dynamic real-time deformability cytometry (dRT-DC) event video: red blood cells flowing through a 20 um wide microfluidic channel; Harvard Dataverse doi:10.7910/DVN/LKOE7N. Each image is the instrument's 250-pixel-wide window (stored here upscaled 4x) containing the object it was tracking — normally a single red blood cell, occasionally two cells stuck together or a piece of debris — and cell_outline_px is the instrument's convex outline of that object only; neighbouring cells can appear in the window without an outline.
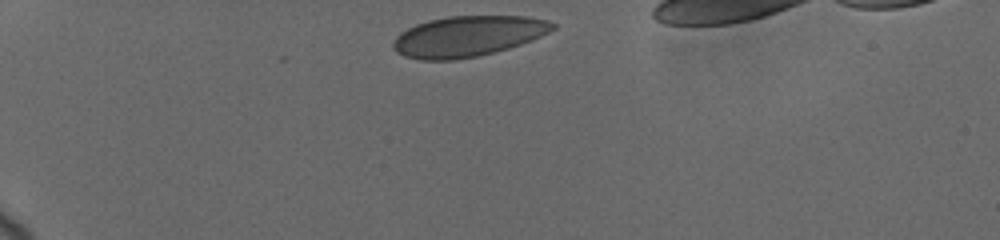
{"species": "human", "species_latin": "Homo sapiens", "temperature_condition": "cold", "stored_images_in_passage": 6, "camera_frame_rate_fps": 3000, "um_per_image_px": 0.085, "donor": {"sex": "female"}, "frame": {"image": 1, "passage_image": 1, "time_ms": 0.0, "image_size_px": [1000, 240], "cell_outline_px": [[556, 28], [532, 40], [508, 48], [476, 56], [452, 60], [420, 60], [404, 56], [396, 52], [392, 48], [392, 44], [396, 36], [400, 32], [416, 24], [428, 20], [448, 16], [528, 16], [548, 20], [556, 24]], "centroid_in_image_um": [39.74, 3.07], "position_along_channel_um": 45.3, "area_um2": 37.74}}
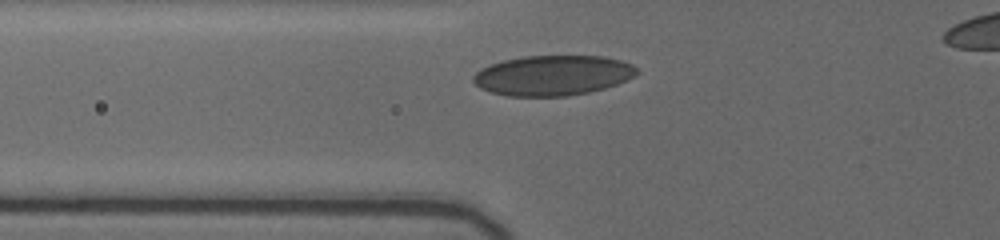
{"frame": {"image": 2, "passage_image": 4, "time_ms": 2.333, "image_size_px": [1000, 240], "cell_outline_px": [[640, 72], [616, 84], [604, 88], [588, 92], [568, 96], [508, 96], [492, 92], [480, 88], [472, 80], [472, 76], [480, 68], [504, 60], [524, 56], [604, 56], [620, 60], [632, 64]], "centroid_in_image_um": [46.96, 6.4], "position_along_channel_um": 78.8, "area_um2": 38.09}}
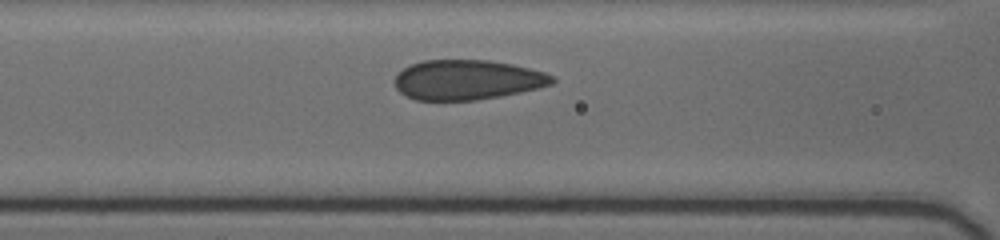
{"frame": {"image": 3, "passage_image": 6, "time_ms": 3.667, "image_size_px": [1000, 240], "cell_outline_px": [[556, 80], [552, 84], [520, 92], [500, 96], [476, 100], [416, 100], [400, 92], [396, 88], [396, 76], [404, 68], [412, 64], [424, 60], [488, 60], [512, 64], [544, 72], [552, 76]], "centroid_in_image_um": [39.72, 6.78], "position_along_channel_um": 126.9, "area_um2": 36.24}}